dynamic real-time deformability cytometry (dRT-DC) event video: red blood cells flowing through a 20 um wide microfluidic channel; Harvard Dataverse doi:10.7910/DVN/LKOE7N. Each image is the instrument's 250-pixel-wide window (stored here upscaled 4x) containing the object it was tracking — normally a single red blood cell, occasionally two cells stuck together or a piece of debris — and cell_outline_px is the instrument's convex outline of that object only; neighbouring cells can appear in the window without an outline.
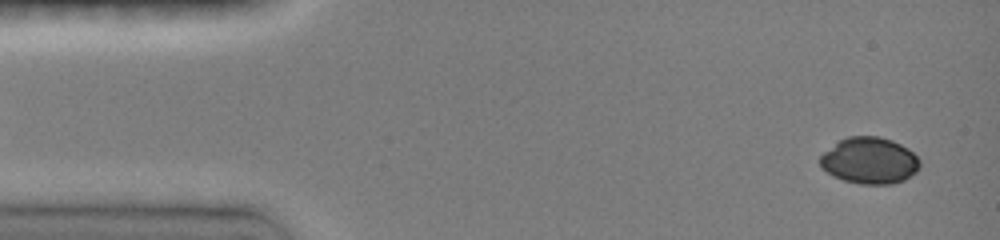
{"species": "common noctule bat (a hibernating species)", "species_latin": "Nyctalus noctula", "temperature_condition": "room temperature", "stored_images_in_passage": 46, "camera_frame_rate_fps": 3000, "um_per_image_px": 0.085, "animal": {"sex": "female", "body_mass_g": 19.0, "forearm_length_mm": 51.5}, "frame": {"image": 1, "passage_image": 2, "time_ms": 0.333, "image_size_px": [1000, 240], "cell_outline_px": [[920, 168], [916, 172], [904, 180], [892, 184], [860, 184], [844, 180], [832, 176], [820, 164], [820, 156], [824, 152], [840, 140], [848, 136], [876, 136], [892, 140], [908, 148], [920, 160]], "centroid_in_image_um": [73.93, 13.65], "position_along_channel_um": 11.1, "area_um2": 26.93}}
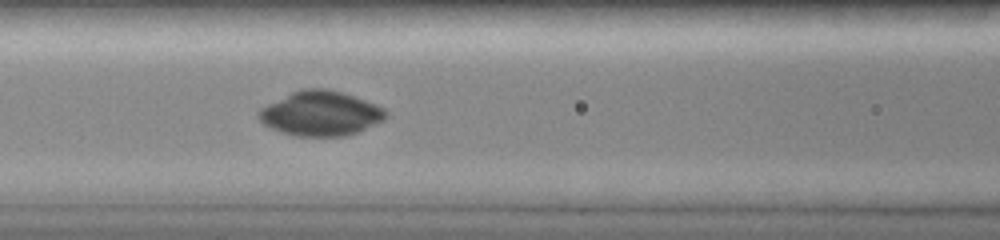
{"frame": {"image": 2, "passage_image": 19, "time_ms": 6.0, "image_size_px": [1000, 240], "cell_outline_px": [[388, 116], [384, 120], [348, 136], [292, 136], [272, 128], [264, 124], [256, 116], [256, 112], [260, 108], [300, 88], [324, 88], [340, 92], [376, 104], [384, 108], [388, 112]], "centroid_in_image_um": [27.24, 9.65], "position_along_channel_um": 139.4, "area_um2": 33.06}}
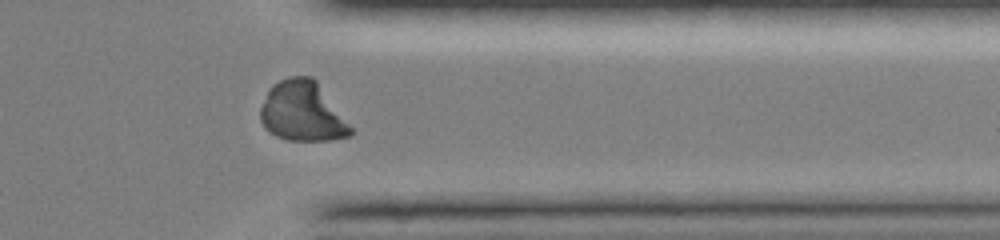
{"frame": {"image": 3, "passage_image": 37, "time_ms": 12.0, "image_size_px": [1000, 240], "cell_outline_px": [[352, 136], [332, 140], [288, 140], [276, 136], [260, 120], [260, 108], [268, 88], [272, 84], [288, 76], [312, 76], [316, 80], [352, 128]], "centroid_in_image_um": [25.7, 9.47], "position_along_channel_um": 385.7, "area_um2": 31.33}}